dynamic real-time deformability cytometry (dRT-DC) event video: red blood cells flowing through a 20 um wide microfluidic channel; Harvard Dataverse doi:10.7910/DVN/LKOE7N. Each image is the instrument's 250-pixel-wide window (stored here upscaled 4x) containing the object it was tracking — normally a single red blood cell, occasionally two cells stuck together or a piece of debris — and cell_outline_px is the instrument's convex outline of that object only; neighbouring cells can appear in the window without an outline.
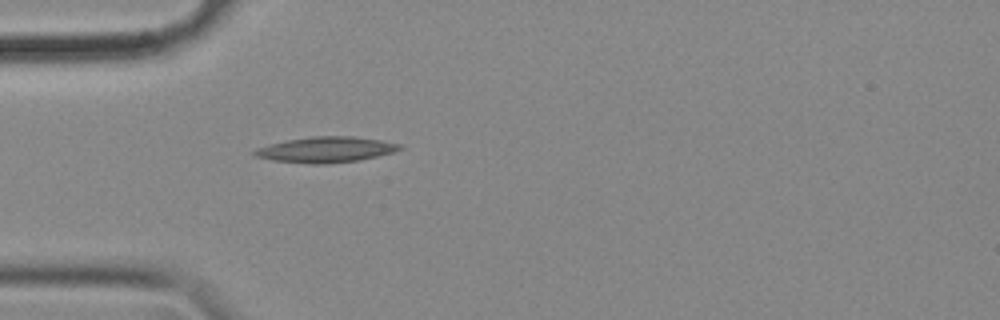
{"species": "common noctule bat (a hibernating species)", "species_latin": "Nyctalus noctula", "temperature_condition": "cold", "stored_images_in_passage": 41, "camera_frame_rate_fps": 3000, "um_per_image_px": 0.085, "animal": {"sex": "female", "body_mass_g": 18.4}, "frame": {"image": 1, "passage_image": 1, "time_ms": 0.0, "image_size_px": [1000, 320], "cell_outline_px": [[404, 148], [392, 152], [360, 160], [328, 164], [316, 164], [272, 160], [256, 156], [252, 152], [256, 148], [268, 144], [288, 140], [312, 136], [352, 136], [380, 140], [400, 144]], "centroid_in_image_um": [27.7, 12.72], "position_along_channel_um": 57.3, "area_um2": 21.56}}
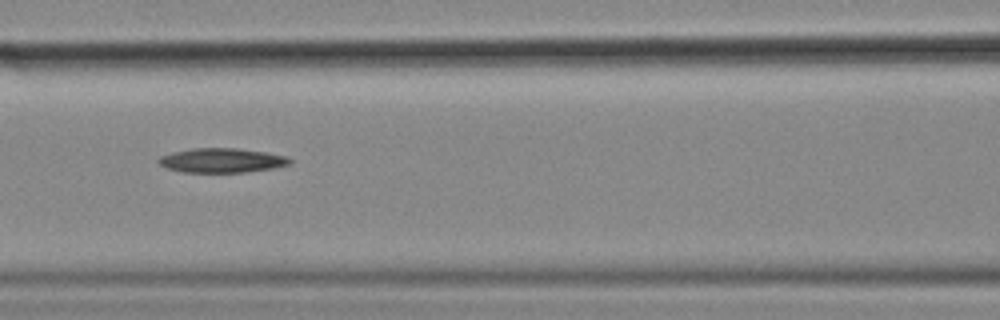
{"frame": {"image": 2, "passage_image": 9, "time_ms": 2.667, "image_size_px": [1000, 320], "cell_outline_px": [[292, 164], [276, 168], [244, 172], [184, 172], [168, 168], [160, 164], [156, 160], [160, 156], [172, 152], [192, 148], [236, 148], [264, 152], [288, 156], [292, 160]], "centroid_in_image_um": [18.89, 13.63], "position_along_channel_um": 147.7, "area_um2": 18.73}}
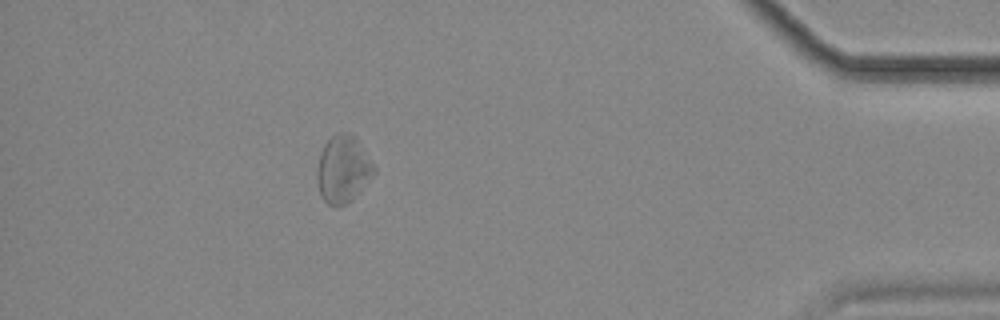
{"frame": {"image": 3, "passage_image": 35, "time_ms": 11.333, "image_size_px": [1000, 320], "cell_outline_px": [[376, 172], [356, 196], [352, 200], [344, 204], [328, 204], [320, 196], [316, 180], [316, 168], [320, 152], [324, 144], [336, 132], [352, 132], [356, 136], [376, 168]], "centroid_in_image_um": [29.15, 14.34], "position_along_channel_um": 406.1, "area_um2": 22.6}}